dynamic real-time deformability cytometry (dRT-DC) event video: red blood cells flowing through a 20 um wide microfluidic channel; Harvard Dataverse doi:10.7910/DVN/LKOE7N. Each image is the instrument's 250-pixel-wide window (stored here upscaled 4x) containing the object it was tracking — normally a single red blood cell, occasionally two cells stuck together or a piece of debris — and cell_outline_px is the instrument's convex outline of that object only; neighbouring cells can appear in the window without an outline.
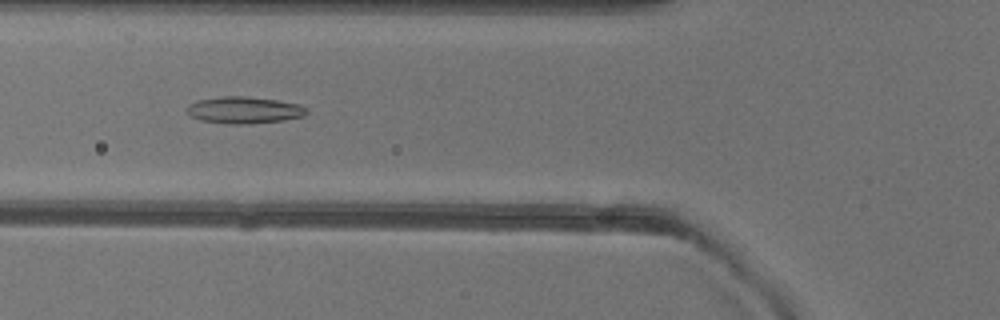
{"species": "common noctule bat (a hibernating species)", "species_latin": "Nyctalus noctula", "temperature_condition": "warm", "stored_images_in_passage": 51, "camera_frame_rate_fps": 3000, "um_per_image_px": 0.085, "animal": {"sex": "female"}, "frame": {"image": 1, "passage_image": 19, "time_ms": 6.0, "image_size_px": [1000, 320], "cell_outline_px": [[308, 112], [304, 116], [284, 120], [248, 124], [228, 124], [200, 120], [192, 116], [184, 108], [188, 104], [196, 100], [220, 96], [244, 96], [276, 100], [300, 104], [308, 108]], "centroid_in_image_um": [20.74, 9.35], "position_along_channel_um": 105.1, "area_um2": 18.9}}
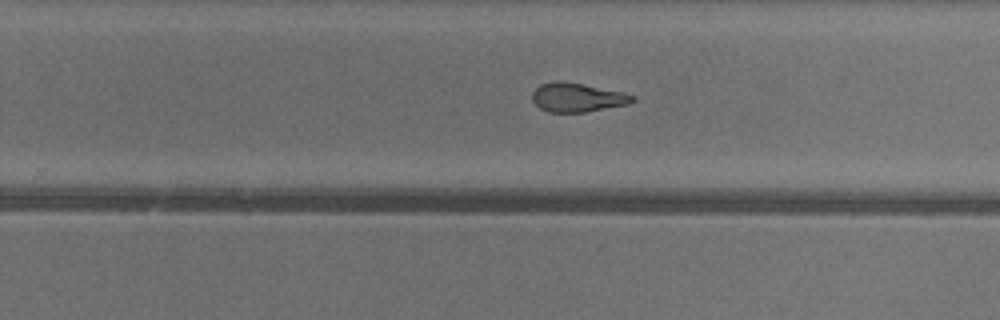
{"frame": {"image": 2, "passage_image": 32, "time_ms": 10.333, "image_size_px": [1000, 320], "cell_outline_px": [[636, 100], [628, 104], [584, 112], [548, 112], [540, 108], [532, 100], [532, 92], [540, 84], [556, 80], [560, 80], [584, 84], [624, 92], [632, 96]], "centroid_in_image_um": [49.04, 8.27], "position_along_channel_um": 280.8, "area_um2": 16.94}}
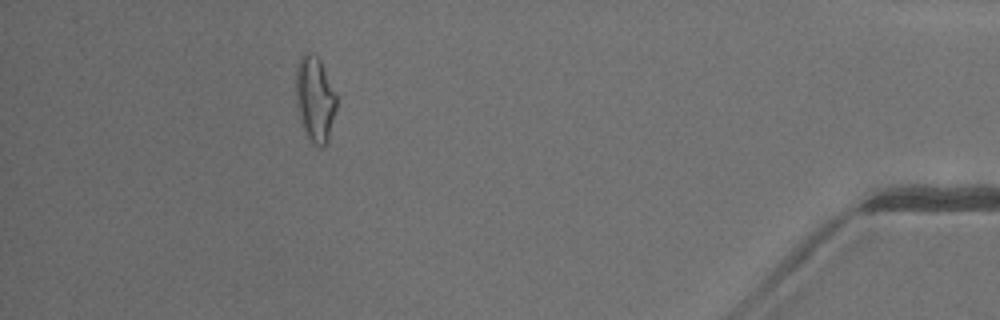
{"frame": {"image": 3, "passage_image": 46, "time_ms": 15.0, "image_size_px": [1000, 320], "cell_outline_px": [[336, 108], [328, 140], [324, 148], [320, 148], [304, 132], [300, 120], [296, 104], [296, 64], [300, 56], [304, 52], [312, 52], [320, 60], [336, 92]], "centroid_in_image_um": [26.76, 8.38], "position_along_channel_um": 408.4, "area_um2": 20.35}, "authors_computed_cell_mechanics": {"area_um2": 18.3226, "velocity_mm_per_s": 4.0544, "shape_relaxation_time_tau1_ms": null, "shape_relaxation_time_tau2_ms": 2.8168, "deformation_change_tau1": null, "deformation_change_tau2": 0.1176}}